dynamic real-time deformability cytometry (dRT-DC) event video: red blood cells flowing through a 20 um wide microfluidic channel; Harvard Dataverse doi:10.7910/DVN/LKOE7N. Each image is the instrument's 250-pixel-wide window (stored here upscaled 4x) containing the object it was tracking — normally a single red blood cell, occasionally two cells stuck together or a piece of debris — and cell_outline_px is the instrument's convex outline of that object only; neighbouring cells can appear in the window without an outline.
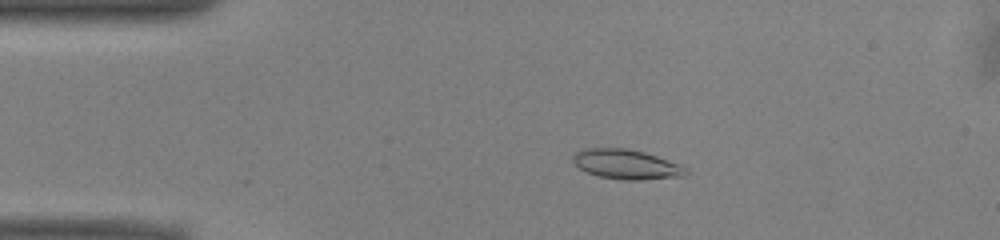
{"species": "common noctule bat (a hibernating species)", "species_latin": "Nyctalus noctula", "temperature_condition": "warm", "stored_images_in_passage": 51, "camera_frame_rate_fps": 3000, "um_per_image_px": 0.085, "animal": {"sex": "male", "body_mass_g": 13.0, "forearm_length_mm": 53.1}, "frame": {"image": 1, "passage_image": 10, "time_ms": 3.0, "image_size_px": [1000, 240], "cell_outline_px": [[688, 172], [684, 176], [640, 180], [624, 180], [600, 176], [588, 172], [580, 168], [572, 160], [572, 156], [576, 152], [584, 148], [628, 148], [644, 152], [680, 164]], "centroid_in_image_um": [53.23, 13.96], "position_along_channel_um": 31.8, "area_um2": 19.36}}
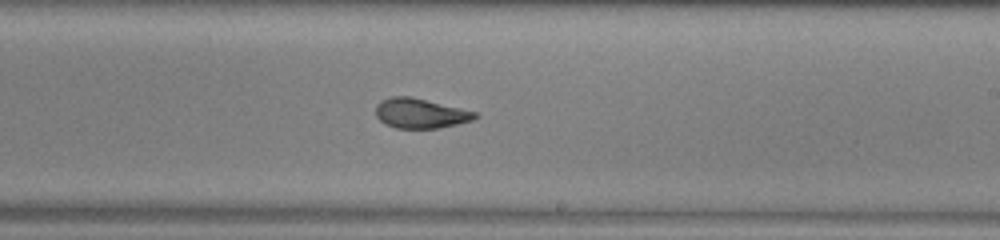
{"frame": {"image": 2, "passage_image": 30, "time_ms": 9.667, "image_size_px": [1000, 240], "cell_outline_px": [[480, 116], [472, 120], [440, 128], [396, 128], [384, 124], [376, 116], [376, 104], [380, 100], [392, 96], [412, 96], [476, 112]], "centroid_in_image_um": [35.71, 9.62], "position_along_channel_um": 253.3, "area_um2": 17.34}}
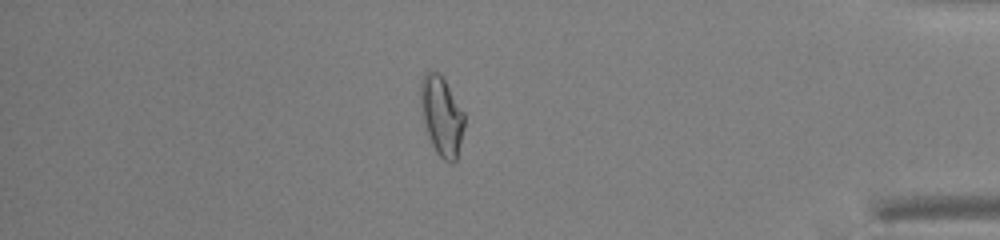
{"frame": {"image": 3, "passage_image": 44, "time_ms": 14.333, "image_size_px": [1000, 240], "cell_outline_px": [[464, 128], [456, 160], [452, 164], [444, 160], [436, 152], [432, 144], [424, 120], [420, 104], [420, 80], [424, 72], [432, 68], [440, 72], [464, 112]], "centroid_in_image_um": [37.53, 9.78], "position_along_channel_um": 397.7, "area_um2": 20.29}, "authors_computed_cell_mechanics": {"area_um2": 18.3804, "velocity_mm_per_s": 3.9622, "shape_relaxation_time_tau1_ms": 11.2209, "shape_relaxation_time_tau2_ms": 1.2952, "deformation_change_tau1": 0.2996, "deformation_change_tau2": 0.0698}}